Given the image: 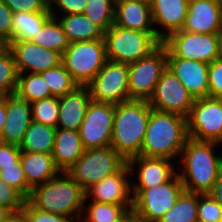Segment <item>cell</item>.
Returning <instances> with one entry per match:
<instances>
[{"label":"cell","mask_w":222,"mask_h":222,"mask_svg":"<svg viewBox=\"0 0 222 222\" xmlns=\"http://www.w3.org/2000/svg\"><path fill=\"white\" fill-rule=\"evenodd\" d=\"M13 11L0 0V43L8 45L12 41Z\"/></svg>","instance_id":"7bdbcfd3"},{"label":"cell","mask_w":222,"mask_h":222,"mask_svg":"<svg viewBox=\"0 0 222 222\" xmlns=\"http://www.w3.org/2000/svg\"><path fill=\"white\" fill-rule=\"evenodd\" d=\"M115 0H87L84 15L104 31L114 24Z\"/></svg>","instance_id":"e575fe53"},{"label":"cell","mask_w":222,"mask_h":222,"mask_svg":"<svg viewBox=\"0 0 222 222\" xmlns=\"http://www.w3.org/2000/svg\"><path fill=\"white\" fill-rule=\"evenodd\" d=\"M107 61L103 39L69 43L61 57L78 85H88Z\"/></svg>","instance_id":"ba28073f"},{"label":"cell","mask_w":222,"mask_h":222,"mask_svg":"<svg viewBox=\"0 0 222 222\" xmlns=\"http://www.w3.org/2000/svg\"><path fill=\"white\" fill-rule=\"evenodd\" d=\"M208 194L222 207V172L217 177Z\"/></svg>","instance_id":"bcb514c9"},{"label":"cell","mask_w":222,"mask_h":222,"mask_svg":"<svg viewBox=\"0 0 222 222\" xmlns=\"http://www.w3.org/2000/svg\"><path fill=\"white\" fill-rule=\"evenodd\" d=\"M187 120L188 136L198 141H212L222 145V99H195Z\"/></svg>","instance_id":"30bf717a"},{"label":"cell","mask_w":222,"mask_h":222,"mask_svg":"<svg viewBox=\"0 0 222 222\" xmlns=\"http://www.w3.org/2000/svg\"><path fill=\"white\" fill-rule=\"evenodd\" d=\"M11 212L6 206L0 205V222L3 221Z\"/></svg>","instance_id":"816d5d0a"},{"label":"cell","mask_w":222,"mask_h":222,"mask_svg":"<svg viewBox=\"0 0 222 222\" xmlns=\"http://www.w3.org/2000/svg\"><path fill=\"white\" fill-rule=\"evenodd\" d=\"M0 178L18 190L26 199L30 197L32 187L27 183L20 159L15 163V166L2 167Z\"/></svg>","instance_id":"8d00e7d4"},{"label":"cell","mask_w":222,"mask_h":222,"mask_svg":"<svg viewBox=\"0 0 222 222\" xmlns=\"http://www.w3.org/2000/svg\"><path fill=\"white\" fill-rule=\"evenodd\" d=\"M115 104L91 100L79 129L83 148L111 146Z\"/></svg>","instance_id":"4fadbf2b"},{"label":"cell","mask_w":222,"mask_h":222,"mask_svg":"<svg viewBox=\"0 0 222 222\" xmlns=\"http://www.w3.org/2000/svg\"><path fill=\"white\" fill-rule=\"evenodd\" d=\"M61 16L58 21L69 43L103 39L105 31L84 13Z\"/></svg>","instance_id":"484cf974"},{"label":"cell","mask_w":222,"mask_h":222,"mask_svg":"<svg viewBox=\"0 0 222 222\" xmlns=\"http://www.w3.org/2000/svg\"><path fill=\"white\" fill-rule=\"evenodd\" d=\"M1 222H27L26 213L23 209L11 211Z\"/></svg>","instance_id":"7dc6e473"},{"label":"cell","mask_w":222,"mask_h":222,"mask_svg":"<svg viewBox=\"0 0 222 222\" xmlns=\"http://www.w3.org/2000/svg\"><path fill=\"white\" fill-rule=\"evenodd\" d=\"M15 94L29 103L52 96L40 73H19Z\"/></svg>","instance_id":"4dcf8cb0"},{"label":"cell","mask_w":222,"mask_h":222,"mask_svg":"<svg viewBox=\"0 0 222 222\" xmlns=\"http://www.w3.org/2000/svg\"><path fill=\"white\" fill-rule=\"evenodd\" d=\"M12 11L43 12L49 7V0H2Z\"/></svg>","instance_id":"b9f144b4"},{"label":"cell","mask_w":222,"mask_h":222,"mask_svg":"<svg viewBox=\"0 0 222 222\" xmlns=\"http://www.w3.org/2000/svg\"><path fill=\"white\" fill-rule=\"evenodd\" d=\"M40 74L47 83L51 95L55 97L64 96L78 85L62 62L55 67L40 72Z\"/></svg>","instance_id":"836d02e7"},{"label":"cell","mask_w":222,"mask_h":222,"mask_svg":"<svg viewBox=\"0 0 222 222\" xmlns=\"http://www.w3.org/2000/svg\"><path fill=\"white\" fill-rule=\"evenodd\" d=\"M216 36H217V43H218V54H219V57H222V26L216 32Z\"/></svg>","instance_id":"681fc988"},{"label":"cell","mask_w":222,"mask_h":222,"mask_svg":"<svg viewBox=\"0 0 222 222\" xmlns=\"http://www.w3.org/2000/svg\"><path fill=\"white\" fill-rule=\"evenodd\" d=\"M18 73H40L61 63V55L31 41H11Z\"/></svg>","instance_id":"2e32d148"},{"label":"cell","mask_w":222,"mask_h":222,"mask_svg":"<svg viewBox=\"0 0 222 222\" xmlns=\"http://www.w3.org/2000/svg\"><path fill=\"white\" fill-rule=\"evenodd\" d=\"M32 120L57 128L59 116L58 97L51 96L30 103Z\"/></svg>","instance_id":"d590c367"},{"label":"cell","mask_w":222,"mask_h":222,"mask_svg":"<svg viewBox=\"0 0 222 222\" xmlns=\"http://www.w3.org/2000/svg\"><path fill=\"white\" fill-rule=\"evenodd\" d=\"M103 41L107 60L126 64L146 57L162 43L155 32L132 30L115 24L104 32Z\"/></svg>","instance_id":"5b68a950"},{"label":"cell","mask_w":222,"mask_h":222,"mask_svg":"<svg viewBox=\"0 0 222 222\" xmlns=\"http://www.w3.org/2000/svg\"><path fill=\"white\" fill-rule=\"evenodd\" d=\"M152 107L130 99L115 105L111 146L126 160L140 155Z\"/></svg>","instance_id":"3957f363"},{"label":"cell","mask_w":222,"mask_h":222,"mask_svg":"<svg viewBox=\"0 0 222 222\" xmlns=\"http://www.w3.org/2000/svg\"><path fill=\"white\" fill-rule=\"evenodd\" d=\"M189 7V0H153L151 17L155 34L162 41L169 34L182 29ZM161 26L165 31L156 29Z\"/></svg>","instance_id":"7402d4cb"},{"label":"cell","mask_w":222,"mask_h":222,"mask_svg":"<svg viewBox=\"0 0 222 222\" xmlns=\"http://www.w3.org/2000/svg\"><path fill=\"white\" fill-rule=\"evenodd\" d=\"M167 49V57L190 59L210 64L217 57L216 34L175 31L162 40Z\"/></svg>","instance_id":"8fae6325"},{"label":"cell","mask_w":222,"mask_h":222,"mask_svg":"<svg viewBox=\"0 0 222 222\" xmlns=\"http://www.w3.org/2000/svg\"><path fill=\"white\" fill-rule=\"evenodd\" d=\"M127 161L112 147L86 149L66 172L84 189L117 173Z\"/></svg>","instance_id":"8992f818"},{"label":"cell","mask_w":222,"mask_h":222,"mask_svg":"<svg viewBox=\"0 0 222 222\" xmlns=\"http://www.w3.org/2000/svg\"><path fill=\"white\" fill-rule=\"evenodd\" d=\"M114 24L132 30L155 32L151 4L139 0H115Z\"/></svg>","instance_id":"603a6c76"},{"label":"cell","mask_w":222,"mask_h":222,"mask_svg":"<svg viewBox=\"0 0 222 222\" xmlns=\"http://www.w3.org/2000/svg\"><path fill=\"white\" fill-rule=\"evenodd\" d=\"M51 17L43 24L41 29L34 35L31 42L59 53L61 56L69 46L63 28L55 15L54 7L50 8ZM57 16V17H56Z\"/></svg>","instance_id":"f1b7e54d"},{"label":"cell","mask_w":222,"mask_h":222,"mask_svg":"<svg viewBox=\"0 0 222 222\" xmlns=\"http://www.w3.org/2000/svg\"><path fill=\"white\" fill-rule=\"evenodd\" d=\"M121 222H145L136 216L133 212H130Z\"/></svg>","instance_id":"f907efd6"},{"label":"cell","mask_w":222,"mask_h":222,"mask_svg":"<svg viewBox=\"0 0 222 222\" xmlns=\"http://www.w3.org/2000/svg\"><path fill=\"white\" fill-rule=\"evenodd\" d=\"M89 207L84 208L87 212L80 218L79 222H121L130 212L133 205H115L110 203H100L91 199Z\"/></svg>","instance_id":"f546056e"},{"label":"cell","mask_w":222,"mask_h":222,"mask_svg":"<svg viewBox=\"0 0 222 222\" xmlns=\"http://www.w3.org/2000/svg\"><path fill=\"white\" fill-rule=\"evenodd\" d=\"M86 5L87 0H49V8L58 7L62 15L83 14Z\"/></svg>","instance_id":"ee69618b"},{"label":"cell","mask_w":222,"mask_h":222,"mask_svg":"<svg viewBox=\"0 0 222 222\" xmlns=\"http://www.w3.org/2000/svg\"><path fill=\"white\" fill-rule=\"evenodd\" d=\"M6 118V105H5V97H0V134L5 123Z\"/></svg>","instance_id":"c3c4849f"},{"label":"cell","mask_w":222,"mask_h":222,"mask_svg":"<svg viewBox=\"0 0 222 222\" xmlns=\"http://www.w3.org/2000/svg\"><path fill=\"white\" fill-rule=\"evenodd\" d=\"M20 161L27 183L32 188L38 184L47 182L61 172L51 154L22 151Z\"/></svg>","instance_id":"d4e9b609"},{"label":"cell","mask_w":222,"mask_h":222,"mask_svg":"<svg viewBox=\"0 0 222 222\" xmlns=\"http://www.w3.org/2000/svg\"><path fill=\"white\" fill-rule=\"evenodd\" d=\"M84 150L79 131L56 129L51 155L61 171L69 169L83 155Z\"/></svg>","instance_id":"cb8c5ba5"},{"label":"cell","mask_w":222,"mask_h":222,"mask_svg":"<svg viewBox=\"0 0 222 222\" xmlns=\"http://www.w3.org/2000/svg\"><path fill=\"white\" fill-rule=\"evenodd\" d=\"M177 172L167 181L149 189H132V212L145 222H158L184 192Z\"/></svg>","instance_id":"52a82bcc"},{"label":"cell","mask_w":222,"mask_h":222,"mask_svg":"<svg viewBox=\"0 0 222 222\" xmlns=\"http://www.w3.org/2000/svg\"><path fill=\"white\" fill-rule=\"evenodd\" d=\"M139 1H144V2H147L149 4H151L153 2V0H139Z\"/></svg>","instance_id":"f5cc1de1"},{"label":"cell","mask_w":222,"mask_h":222,"mask_svg":"<svg viewBox=\"0 0 222 222\" xmlns=\"http://www.w3.org/2000/svg\"><path fill=\"white\" fill-rule=\"evenodd\" d=\"M198 222H222V207L208 194L198 193Z\"/></svg>","instance_id":"74e56055"},{"label":"cell","mask_w":222,"mask_h":222,"mask_svg":"<svg viewBox=\"0 0 222 222\" xmlns=\"http://www.w3.org/2000/svg\"><path fill=\"white\" fill-rule=\"evenodd\" d=\"M51 16L49 7L43 12L13 13L12 41H31Z\"/></svg>","instance_id":"83f0119b"},{"label":"cell","mask_w":222,"mask_h":222,"mask_svg":"<svg viewBox=\"0 0 222 222\" xmlns=\"http://www.w3.org/2000/svg\"><path fill=\"white\" fill-rule=\"evenodd\" d=\"M188 138L186 117L152 108L140 155L177 159Z\"/></svg>","instance_id":"7a4b0ae2"},{"label":"cell","mask_w":222,"mask_h":222,"mask_svg":"<svg viewBox=\"0 0 222 222\" xmlns=\"http://www.w3.org/2000/svg\"><path fill=\"white\" fill-rule=\"evenodd\" d=\"M56 129L55 127L32 120L19 145L20 150L52 154Z\"/></svg>","instance_id":"4316f807"},{"label":"cell","mask_w":222,"mask_h":222,"mask_svg":"<svg viewBox=\"0 0 222 222\" xmlns=\"http://www.w3.org/2000/svg\"><path fill=\"white\" fill-rule=\"evenodd\" d=\"M195 99L179 79L167 68L148 100L153 109L187 117Z\"/></svg>","instance_id":"5bb4252c"},{"label":"cell","mask_w":222,"mask_h":222,"mask_svg":"<svg viewBox=\"0 0 222 222\" xmlns=\"http://www.w3.org/2000/svg\"><path fill=\"white\" fill-rule=\"evenodd\" d=\"M167 68L179 79L194 99L209 97L208 63L167 57Z\"/></svg>","instance_id":"e0dca14e"},{"label":"cell","mask_w":222,"mask_h":222,"mask_svg":"<svg viewBox=\"0 0 222 222\" xmlns=\"http://www.w3.org/2000/svg\"><path fill=\"white\" fill-rule=\"evenodd\" d=\"M6 118L0 142L20 145L32 121L31 105L15 93L5 96Z\"/></svg>","instance_id":"d6986e66"},{"label":"cell","mask_w":222,"mask_h":222,"mask_svg":"<svg viewBox=\"0 0 222 222\" xmlns=\"http://www.w3.org/2000/svg\"><path fill=\"white\" fill-rule=\"evenodd\" d=\"M166 158L135 156L127 161L130 172L138 165L139 183H134L132 189H149L167 182L176 172L174 166Z\"/></svg>","instance_id":"44dd1931"},{"label":"cell","mask_w":222,"mask_h":222,"mask_svg":"<svg viewBox=\"0 0 222 222\" xmlns=\"http://www.w3.org/2000/svg\"><path fill=\"white\" fill-rule=\"evenodd\" d=\"M129 100H149L162 73L167 69V49L161 43L154 51L128 64Z\"/></svg>","instance_id":"9c48e42d"},{"label":"cell","mask_w":222,"mask_h":222,"mask_svg":"<svg viewBox=\"0 0 222 222\" xmlns=\"http://www.w3.org/2000/svg\"><path fill=\"white\" fill-rule=\"evenodd\" d=\"M209 97L222 99V57H217L208 68Z\"/></svg>","instance_id":"60d3db41"},{"label":"cell","mask_w":222,"mask_h":222,"mask_svg":"<svg viewBox=\"0 0 222 222\" xmlns=\"http://www.w3.org/2000/svg\"><path fill=\"white\" fill-rule=\"evenodd\" d=\"M84 199L85 190L66 171H61L60 175L34 186L27 200L42 211L80 221L81 214L86 213Z\"/></svg>","instance_id":"277c9868"},{"label":"cell","mask_w":222,"mask_h":222,"mask_svg":"<svg viewBox=\"0 0 222 222\" xmlns=\"http://www.w3.org/2000/svg\"><path fill=\"white\" fill-rule=\"evenodd\" d=\"M222 26L221 0H189L188 13L181 30L216 34Z\"/></svg>","instance_id":"ac0fdd59"},{"label":"cell","mask_w":222,"mask_h":222,"mask_svg":"<svg viewBox=\"0 0 222 222\" xmlns=\"http://www.w3.org/2000/svg\"><path fill=\"white\" fill-rule=\"evenodd\" d=\"M91 100L88 85H77L72 91L58 97L59 116L57 128L79 131Z\"/></svg>","instance_id":"ffe728a7"},{"label":"cell","mask_w":222,"mask_h":222,"mask_svg":"<svg viewBox=\"0 0 222 222\" xmlns=\"http://www.w3.org/2000/svg\"><path fill=\"white\" fill-rule=\"evenodd\" d=\"M21 152L18 145L0 142V169L15 166L20 159Z\"/></svg>","instance_id":"f6af8a7d"},{"label":"cell","mask_w":222,"mask_h":222,"mask_svg":"<svg viewBox=\"0 0 222 222\" xmlns=\"http://www.w3.org/2000/svg\"><path fill=\"white\" fill-rule=\"evenodd\" d=\"M26 213L27 222H79L75 218L45 212L34 207L26 200L22 208Z\"/></svg>","instance_id":"ab89813d"},{"label":"cell","mask_w":222,"mask_h":222,"mask_svg":"<svg viewBox=\"0 0 222 222\" xmlns=\"http://www.w3.org/2000/svg\"><path fill=\"white\" fill-rule=\"evenodd\" d=\"M198 193L184 191L158 222H198Z\"/></svg>","instance_id":"1f68e13d"},{"label":"cell","mask_w":222,"mask_h":222,"mask_svg":"<svg viewBox=\"0 0 222 222\" xmlns=\"http://www.w3.org/2000/svg\"><path fill=\"white\" fill-rule=\"evenodd\" d=\"M219 144L187 139L180 153L183 171L177 173L186 192L206 194L212 189L222 172V156L214 154Z\"/></svg>","instance_id":"6da1fadb"},{"label":"cell","mask_w":222,"mask_h":222,"mask_svg":"<svg viewBox=\"0 0 222 222\" xmlns=\"http://www.w3.org/2000/svg\"><path fill=\"white\" fill-rule=\"evenodd\" d=\"M26 200L18 190L0 178V205L6 206L11 211H17L24 207Z\"/></svg>","instance_id":"f35d334b"},{"label":"cell","mask_w":222,"mask_h":222,"mask_svg":"<svg viewBox=\"0 0 222 222\" xmlns=\"http://www.w3.org/2000/svg\"><path fill=\"white\" fill-rule=\"evenodd\" d=\"M132 174L126 163L117 173H114L100 182L92 184L85 190L84 202L91 197L93 201L115 205H133L131 181L127 176Z\"/></svg>","instance_id":"9a60e30c"},{"label":"cell","mask_w":222,"mask_h":222,"mask_svg":"<svg viewBox=\"0 0 222 222\" xmlns=\"http://www.w3.org/2000/svg\"><path fill=\"white\" fill-rule=\"evenodd\" d=\"M18 74L12 50L3 45L0 47V97L15 93Z\"/></svg>","instance_id":"d6a6232c"},{"label":"cell","mask_w":222,"mask_h":222,"mask_svg":"<svg viewBox=\"0 0 222 222\" xmlns=\"http://www.w3.org/2000/svg\"><path fill=\"white\" fill-rule=\"evenodd\" d=\"M128 74V64L107 60L88 84L92 100L115 105L129 100Z\"/></svg>","instance_id":"7c38bea8"}]
</instances>
